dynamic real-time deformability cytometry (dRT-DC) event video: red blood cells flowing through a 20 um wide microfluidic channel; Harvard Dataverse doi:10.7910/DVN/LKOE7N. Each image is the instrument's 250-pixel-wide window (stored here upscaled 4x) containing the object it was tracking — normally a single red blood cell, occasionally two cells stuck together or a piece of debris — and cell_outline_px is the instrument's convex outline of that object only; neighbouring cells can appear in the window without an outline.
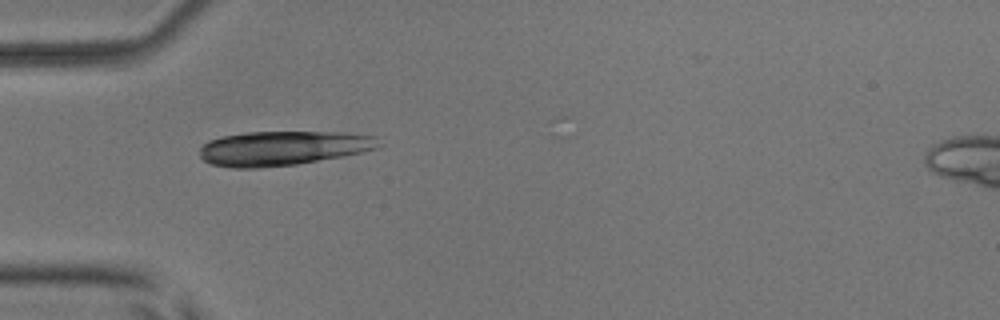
{"species": "common noctule bat (a hibernating species)", "species_latin": "Nyctalus noctula", "temperature_condition": "room temperature", "stored_images_in_passage": 2, "camera_frame_rate_fps": 3000, "um_per_image_px": 0.085, "animal": {"sex": "male", "body_mass_g": 17.9, "forearm_length_mm": 54.2}, "frame": {"image": 1, "passage_image": 1, "time_ms": 0.0, "image_size_px": [1000, 320], "cell_outline_px": [[380, 144], [376, 148], [344, 156], [296, 164], [260, 168], [232, 168], [212, 164], [204, 160], [200, 156], [200, 148], [208, 140], [224, 136], [244, 132], [344, 132], [376, 136]], "centroid_in_image_um": [24.03, 12.59], "position_along_channel_um": 61.0, "area_um2": 35.89}}
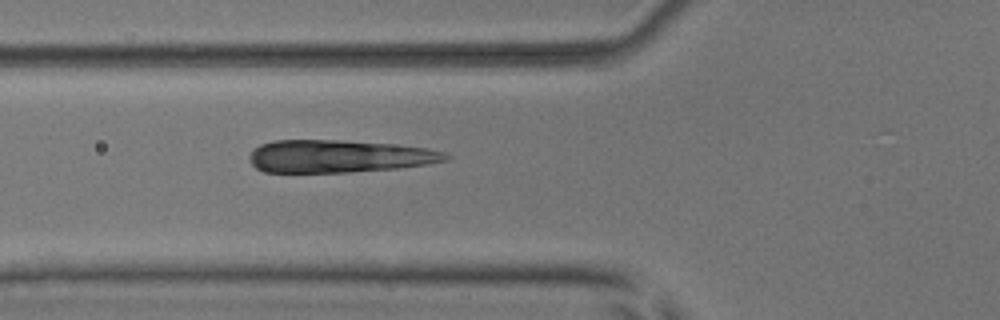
{"frame": {"image": 2, "passage_image": 2, "time_ms": 1.0, "image_size_px": [1000, 320], "cell_outline_px": [[452, 156], [448, 160], [428, 164], [396, 168], [348, 172], [264, 172], [256, 168], [252, 164], [248, 156], [252, 148], [260, 144], [276, 140], [340, 140], [392, 144], [428, 148], [444, 152]], "centroid_in_image_um": [28.79, 13.28], "position_along_channel_um": 97.0, "area_um2": 37.4}}